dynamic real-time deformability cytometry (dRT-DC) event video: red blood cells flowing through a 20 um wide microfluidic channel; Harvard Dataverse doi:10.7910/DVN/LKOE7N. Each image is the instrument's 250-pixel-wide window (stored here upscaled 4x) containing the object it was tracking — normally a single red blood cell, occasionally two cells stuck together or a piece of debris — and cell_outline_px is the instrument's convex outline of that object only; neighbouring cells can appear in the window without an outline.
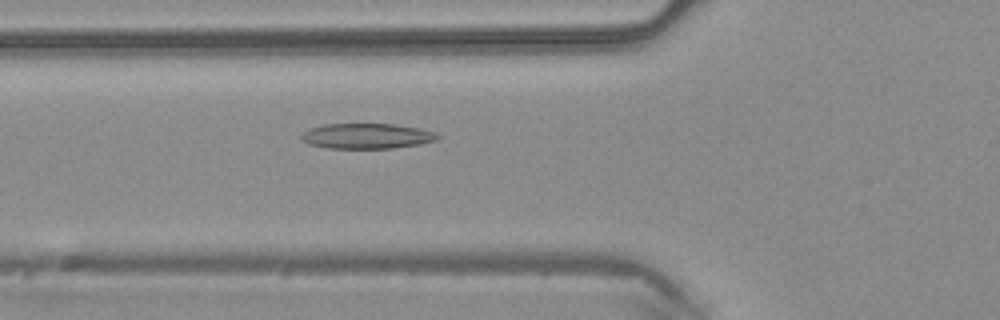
{"species": "common noctule bat (a hibernating species)", "species_latin": "Nyctalus noctula", "temperature_condition": "warm", "stored_images_in_passage": 46, "camera_frame_rate_fps": 3000, "um_per_image_px": 0.085, "animal": {"sex": "male", "body_mass_g": 20.4}, "frame": {"image": 1, "passage_image": 17, "time_ms": 5.333, "image_size_px": [1000, 320], "cell_outline_px": [[440, 136], [436, 140], [420, 144], [392, 148], [328, 148], [308, 144], [300, 140], [300, 136], [304, 132], [312, 128], [324, 124], [392, 124], [420, 128], [432, 132]], "centroid_in_image_um": [31.15, 11.57], "position_along_channel_um": 94.7, "area_um2": 19.94}}
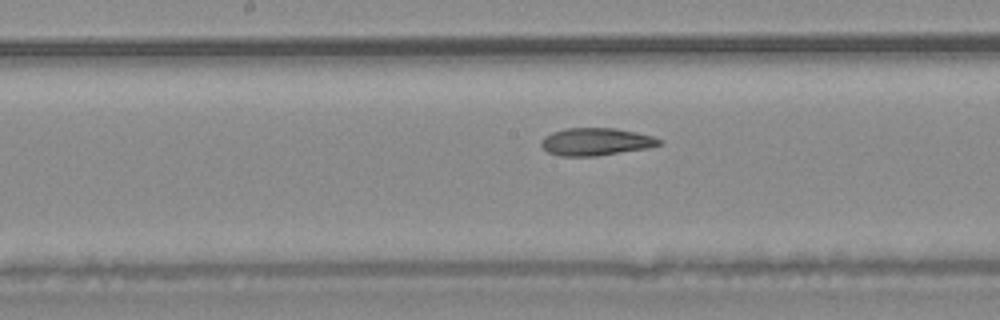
{"frame": {"image": 2, "passage_image": 24, "time_ms": 7.667, "image_size_px": [1000, 320], "cell_outline_px": [[664, 144], [648, 148], [596, 156], [560, 156], [548, 152], [540, 144], [540, 140], [544, 136], [552, 132], [564, 128], [616, 128], [636, 132], [652, 136], [664, 140]], "centroid_in_image_um": [50.67, 12.04], "position_along_channel_um": 197.5, "area_um2": 19.13}}
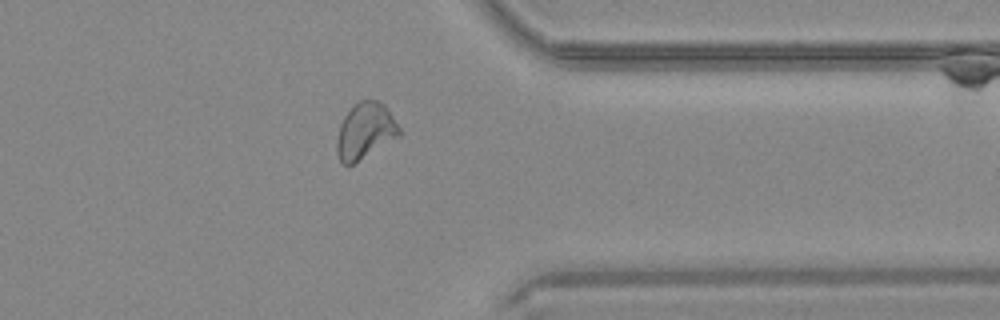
{"frame": {"image": 3, "passage_image": 37, "time_ms": 12.0, "image_size_px": [1000, 320], "cell_outline_px": [[400, 136], [352, 164], [344, 164], [340, 160], [336, 152], [336, 144], [340, 124], [344, 116], [360, 100], [376, 100], [384, 104], [400, 128]], "centroid_in_image_um": [31.04, 11.13], "position_along_channel_um": 380.4, "area_um2": 20.0}}